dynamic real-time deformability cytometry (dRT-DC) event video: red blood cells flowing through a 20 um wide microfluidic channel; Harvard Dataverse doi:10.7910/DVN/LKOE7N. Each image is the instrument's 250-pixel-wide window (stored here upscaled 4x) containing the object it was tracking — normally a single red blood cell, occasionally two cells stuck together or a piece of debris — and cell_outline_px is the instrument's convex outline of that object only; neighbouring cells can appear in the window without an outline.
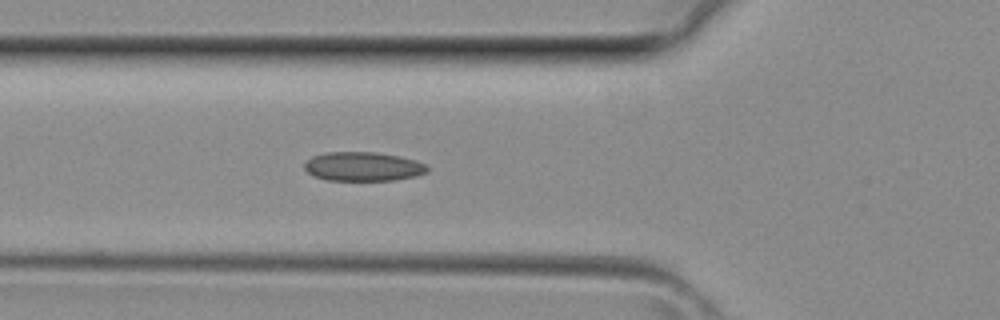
{"species": "common noctule bat (a hibernating species)", "species_latin": "Nyctalus noctula", "temperature_condition": "room temperature", "stored_images_in_passage": 24, "camera_frame_rate_fps": 3000, "um_per_image_px": 0.085, "animal": {"sex": "female", "body_mass_g": 29.2, "forearm_length_mm": 56.3}, "frame": {"image": 1, "passage_image": 5, "time_ms": 1.333, "image_size_px": [1000, 320], "cell_outline_px": [[428, 172], [416, 176], [392, 180], [328, 180], [312, 176], [304, 168], [304, 164], [312, 156], [324, 152], [376, 152], [400, 156], [416, 160], [424, 164], [428, 168]], "centroid_in_image_um": [30.85, 14.15], "position_along_channel_um": 95.0, "area_um2": 20.87}}
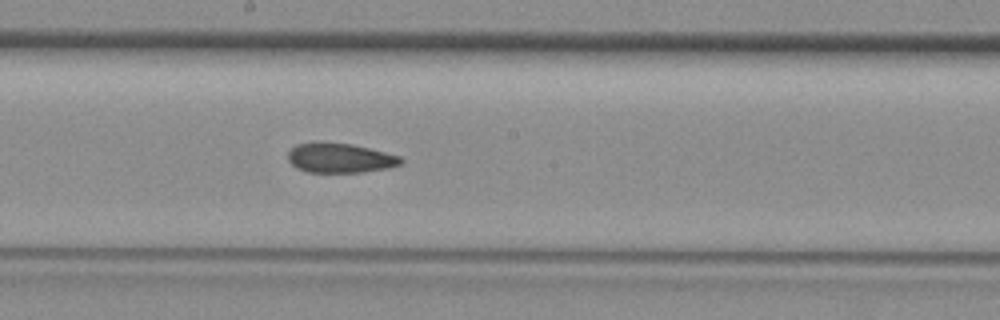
{"frame": {"image": 2, "passage_image": 12, "time_ms": 3.667, "image_size_px": [1000, 320], "cell_outline_px": [[404, 160], [400, 164], [388, 168], [364, 172], [308, 172], [296, 168], [288, 160], [288, 152], [296, 144], [312, 140], [316, 140], [352, 144], [400, 156]], "centroid_in_image_um": [28.85, 13.4], "position_along_channel_um": 219.4, "area_um2": 19.83}}
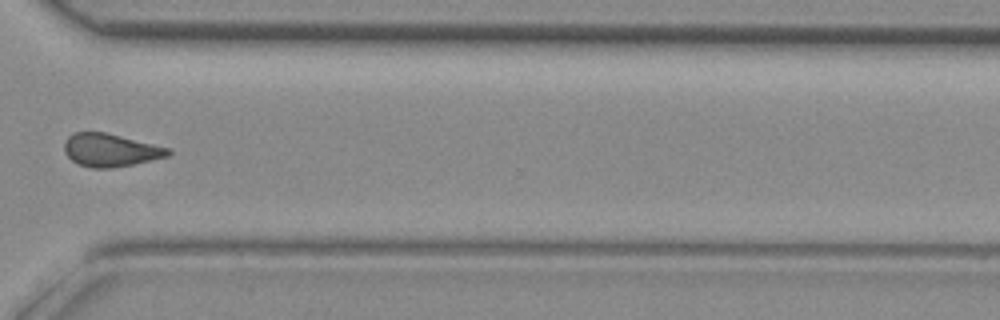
{"frame": {"image": 3, "passage_image": 20, "time_ms": 6.333, "image_size_px": [1000, 320], "cell_outline_px": [[172, 152], [168, 156], [132, 164], [112, 168], [92, 168], [76, 164], [64, 152], [64, 140], [72, 132], [104, 132], [172, 148]], "centroid_in_image_um": [9.37, 12.75], "position_along_channel_um": 361.2, "area_um2": 20.06}}